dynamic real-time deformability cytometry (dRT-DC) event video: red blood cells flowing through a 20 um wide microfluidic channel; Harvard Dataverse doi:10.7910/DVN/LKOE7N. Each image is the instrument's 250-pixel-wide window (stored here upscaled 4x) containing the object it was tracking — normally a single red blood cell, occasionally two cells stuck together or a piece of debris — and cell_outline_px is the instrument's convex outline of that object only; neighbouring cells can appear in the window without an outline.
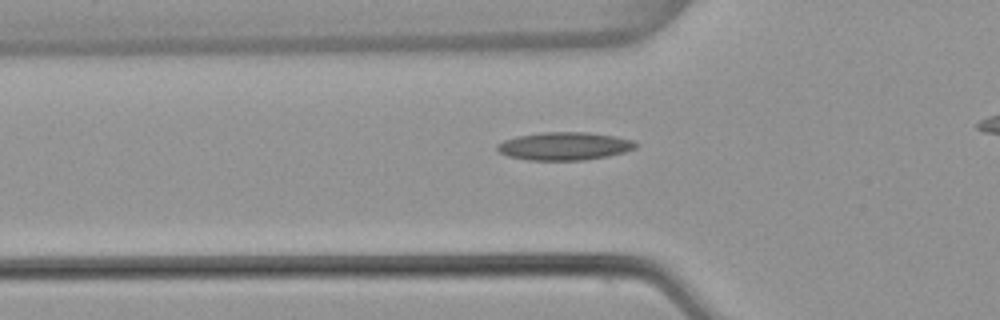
{"species": "common noctule bat (a hibernating species)", "species_latin": "Nyctalus noctula", "temperature_condition": "warm", "stored_images_in_passage": 41, "camera_frame_rate_fps": 3000, "um_per_image_px": 0.085, "animal": {"sex": "female", "body_mass_g": 22.7, "forearm_length_mm": 54.2}, "frame": {"image": 1, "passage_image": 13, "time_ms": 4.0, "image_size_px": [1000, 320], "cell_outline_px": [[636, 148], [624, 152], [608, 156], [584, 160], [528, 160], [508, 156], [500, 152], [496, 148], [496, 144], [504, 140], [516, 136], [544, 132], [588, 132], [612, 136], [632, 140], [636, 144]], "centroid_in_image_um": [47.94, 12.42], "position_along_channel_um": 77.9, "area_um2": 22.48}}
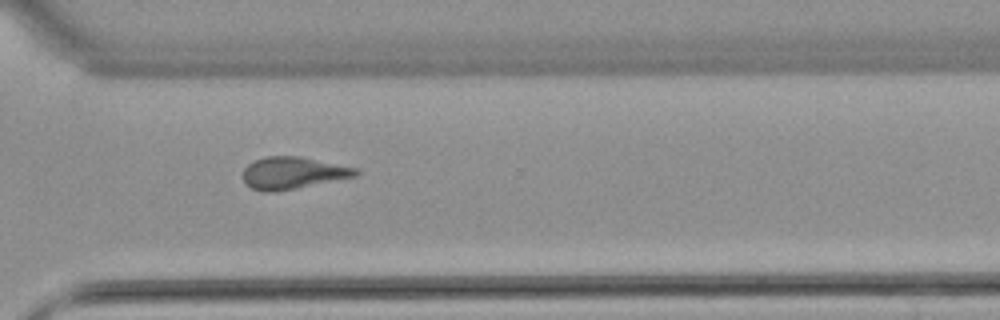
{"frame": {"image": 2, "passage_image": 34, "time_ms": 11.0, "image_size_px": [1000, 320], "cell_outline_px": [[360, 172], [356, 176], [276, 192], [264, 192], [252, 188], [244, 184], [244, 168], [248, 164], [264, 156], [300, 156], [360, 168]], "centroid_in_image_um": [24.91, 14.69], "position_along_channel_um": 345.7, "area_um2": 21.15}}
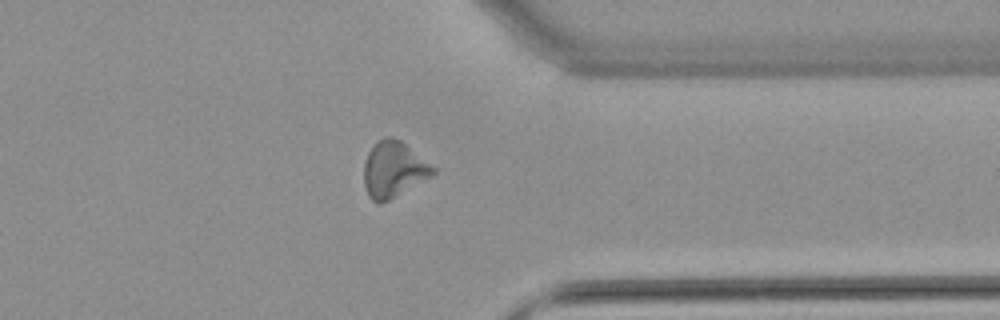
{"frame": {"image": 3, "passage_image": 37, "time_ms": 12.0, "image_size_px": [1000, 320], "cell_outline_px": [[436, 172], [388, 200], [380, 204], [372, 200], [368, 196], [364, 188], [364, 164], [368, 152], [384, 136], [392, 136], [400, 140], [436, 168]], "centroid_in_image_um": [33.42, 14.4], "position_along_channel_um": 378.0, "area_um2": 22.02}}